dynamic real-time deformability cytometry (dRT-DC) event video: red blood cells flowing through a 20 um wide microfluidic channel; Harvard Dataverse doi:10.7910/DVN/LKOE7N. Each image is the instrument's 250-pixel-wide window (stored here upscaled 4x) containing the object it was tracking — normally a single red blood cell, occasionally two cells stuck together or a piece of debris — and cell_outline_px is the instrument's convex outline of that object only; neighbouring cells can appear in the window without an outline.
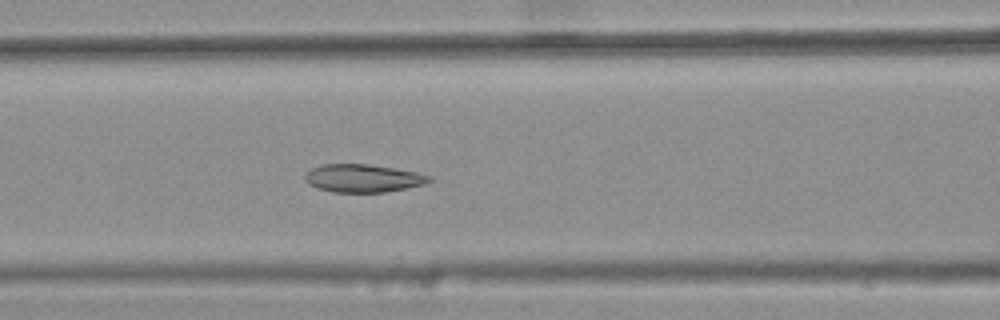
{"species": "common noctule bat (a hibernating species)", "species_latin": "Nyctalus noctula", "temperature_condition": "warm", "stored_images_in_passage": 43, "camera_frame_rate_fps": 3000, "um_per_image_px": 0.085, "animal": {"sex": "female", "body_mass_g": 25.1}, "frame": {"image": 1, "passage_image": 21, "time_ms": 6.667, "image_size_px": [1000, 320], "cell_outline_px": [[432, 180], [424, 184], [384, 192], [332, 192], [316, 188], [308, 184], [304, 180], [304, 176], [312, 168], [320, 164], [368, 164], [416, 172], [432, 176]], "centroid_in_image_um": [30.81, 15.15], "position_along_channel_um": 135.8, "area_um2": 20.17}}
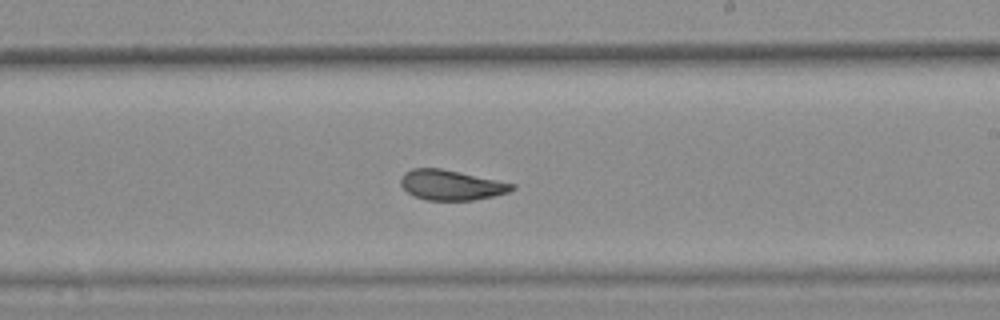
{"frame": {"image": 2, "passage_image": 30, "time_ms": 9.667, "image_size_px": [1000, 320], "cell_outline_px": [[516, 188], [508, 192], [492, 196], [472, 200], [424, 200], [408, 192], [400, 184], [400, 176], [404, 172], [412, 168], [440, 168], [460, 172], [516, 184]], "centroid_in_image_um": [38.33, 15.72], "position_along_channel_um": 250.7, "area_um2": 19.48}}
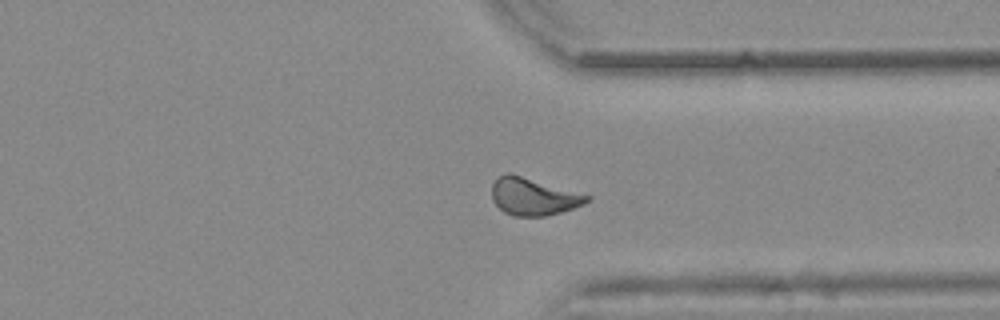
{"frame": {"image": 3, "passage_image": 39, "time_ms": 12.667, "image_size_px": [1000, 320], "cell_outline_px": [[592, 196], [584, 204], [560, 212], [544, 216], [512, 216], [504, 212], [492, 200], [492, 184], [496, 176], [508, 172], [512, 172]], "centroid_in_image_um": [45.3, 16.68], "position_along_channel_um": 366.1, "area_um2": 20.92}, "authors_computed_cell_mechanics": {"area_um2": 20.519, "velocity_mm_per_s": 3.8443, "shape_relaxation_time_tau1_ms": null, "shape_relaxation_time_tau2_ms": 1.5378, "deformation_change_tau1": null, "deformation_change_tau2": 0.0767}}